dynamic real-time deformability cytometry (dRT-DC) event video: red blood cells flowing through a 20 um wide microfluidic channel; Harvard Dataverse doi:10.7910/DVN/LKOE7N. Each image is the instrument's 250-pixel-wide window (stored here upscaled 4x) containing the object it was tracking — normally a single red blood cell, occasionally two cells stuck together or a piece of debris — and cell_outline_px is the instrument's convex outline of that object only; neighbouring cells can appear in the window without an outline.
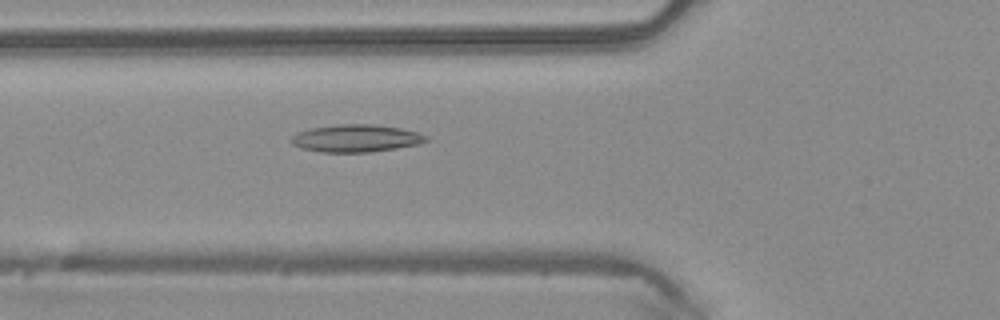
{"species": "common noctule bat (a hibernating species)", "species_latin": "Nyctalus noctula", "temperature_condition": "warm", "stored_images_in_passage": 49, "camera_frame_rate_fps": 3000, "um_per_image_px": 0.085, "animal": {"sex": "male", "body_mass_g": 20.4}, "frame": {"image": 1, "passage_image": 18, "time_ms": 5.667, "image_size_px": [1000, 320], "cell_outline_px": [[428, 140], [420, 144], [372, 152], [320, 152], [300, 148], [292, 144], [288, 140], [296, 132], [312, 128], [340, 124], [372, 124], [400, 128], [416, 132], [428, 136]], "centroid_in_image_um": [30.23, 11.76], "position_along_channel_um": 95.6, "area_um2": 21.68}}
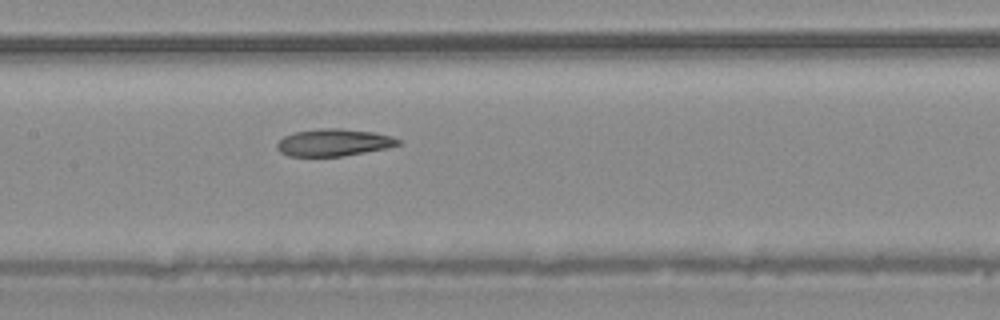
{"frame": {"image": 2, "passage_image": 24, "time_ms": 7.667, "image_size_px": [1000, 320], "cell_outline_px": [[400, 144], [388, 148], [344, 156], [288, 156], [280, 152], [276, 148], [276, 144], [284, 136], [296, 132], [320, 128], [340, 128], [372, 132], [392, 136], [400, 140]], "centroid_in_image_um": [28.36, 12.12], "position_along_channel_um": 179.0, "area_um2": 19.19}}
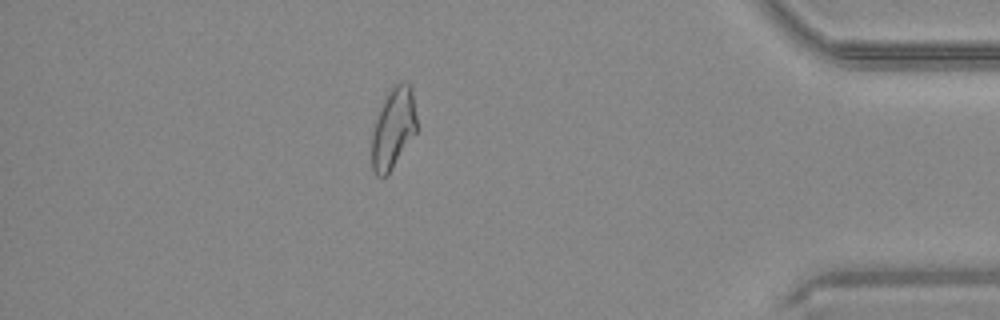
{"frame": {"image": 3, "passage_image": 43, "time_ms": 14.0, "image_size_px": [1000, 320], "cell_outline_px": [[416, 132], [392, 168], [384, 176], [376, 176], [372, 172], [372, 132], [376, 120], [384, 100], [388, 92], [396, 84], [404, 80], [412, 88], [416, 116]], "centroid_in_image_um": [33.43, 10.9], "position_along_channel_um": 401.8, "area_um2": 20.75}, "authors_computed_cell_mechanics": {"area_um2": 21.4438, "velocity_mm_per_s": 4.1515, "shape_relaxation_time_tau1_ms": null, "shape_relaxation_time_tau2_ms": 1.8777, "deformation_change_tau1": null, "deformation_change_tau2": 0.0978}}